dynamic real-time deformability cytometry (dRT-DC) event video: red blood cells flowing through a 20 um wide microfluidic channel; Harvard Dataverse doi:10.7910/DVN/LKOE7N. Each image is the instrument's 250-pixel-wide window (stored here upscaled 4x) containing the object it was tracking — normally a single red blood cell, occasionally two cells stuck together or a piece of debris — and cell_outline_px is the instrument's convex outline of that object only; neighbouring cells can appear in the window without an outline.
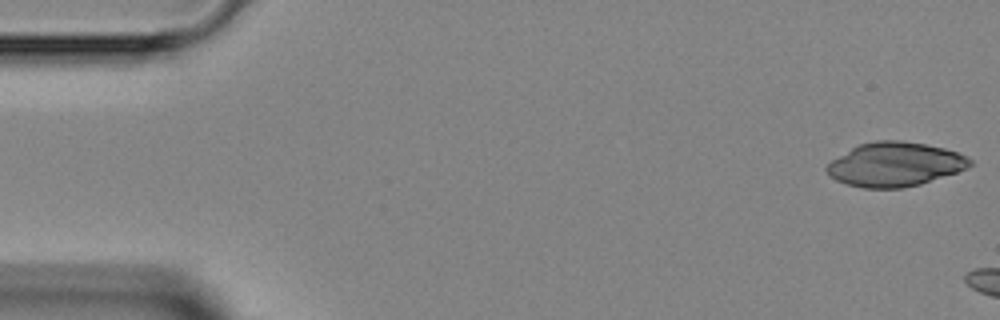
{"species": "Egyptian fruit bat (a non-hibernating species)", "species_latin": "Rousettus aegyptiacus", "temperature_condition": "room temperature", "stored_images_in_passage": 5, "camera_frame_rate_fps": 3000, "um_per_image_px": 0.085, "animal": {"sex": "female"}, "frame": {"image": 1, "passage_image": 1, "time_ms": 0.0, "image_size_px": [1000, 320], "cell_outline_px": [[972, 164], [968, 168], [920, 184], [904, 188], [864, 188], [848, 184], [836, 180], [828, 176], [824, 168], [832, 160], [852, 148], [860, 144], [876, 140], [900, 140], [924, 144], [944, 148], [956, 152], [972, 160]], "centroid_in_image_um": [76.04, 13.98], "position_along_channel_um": 9.0, "area_um2": 36.59}}